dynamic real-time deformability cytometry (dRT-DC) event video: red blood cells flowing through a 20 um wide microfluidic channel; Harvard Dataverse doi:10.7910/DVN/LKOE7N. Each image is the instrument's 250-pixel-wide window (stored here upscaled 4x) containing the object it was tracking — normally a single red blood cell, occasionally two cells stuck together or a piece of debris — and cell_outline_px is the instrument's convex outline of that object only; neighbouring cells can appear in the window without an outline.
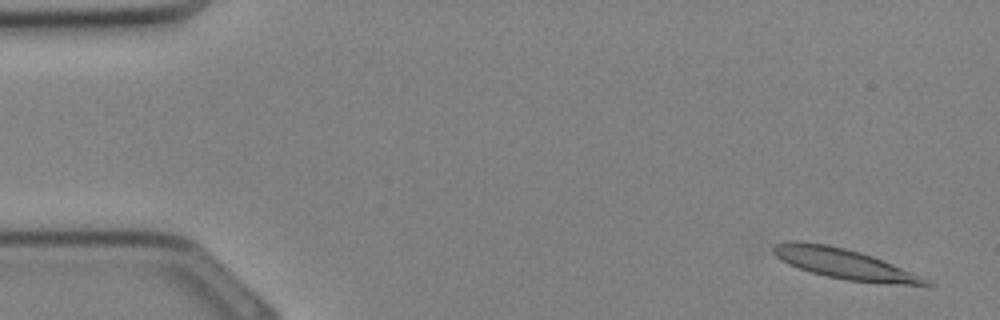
{"species": "Egyptian fruit bat (a non-hibernating species)", "species_latin": "Rousettus aegyptiacus", "temperature_condition": "cold", "stored_images_in_passage": 33, "camera_frame_rate_fps": 3000, "um_per_image_px": 0.085, "animal": {"sex": "female"}, "frame": {"image": 1, "passage_image": 2, "time_ms": 0.333, "image_size_px": [1000, 320], "cell_outline_px": [[936, 284], [928, 288], [848, 280], [828, 276], [812, 272], [788, 264], [776, 256], [772, 252], [772, 248], [776, 244], [788, 240], [796, 240], [828, 244], [860, 252], [872, 256], [892, 264], [920, 276]], "centroid_in_image_um": [71.84, 22.44], "position_along_channel_um": 13.2, "area_um2": 27.05}}
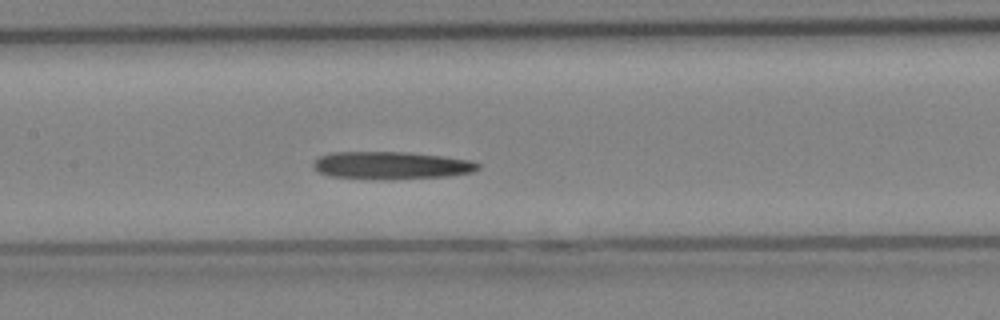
{"frame": {"image": 2, "passage_image": 16, "time_ms": 5.0, "image_size_px": [1000, 320], "cell_outline_px": [[480, 168], [472, 172], [448, 176], [388, 180], [380, 180], [328, 176], [312, 168], [312, 164], [320, 156], [332, 152], [404, 152], [440, 156], [468, 160], [480, 164]], "centroid_in_image_um": [33.21, 14.07], "position_along_channel_um": 174.2, "area_um2": 26.59}}
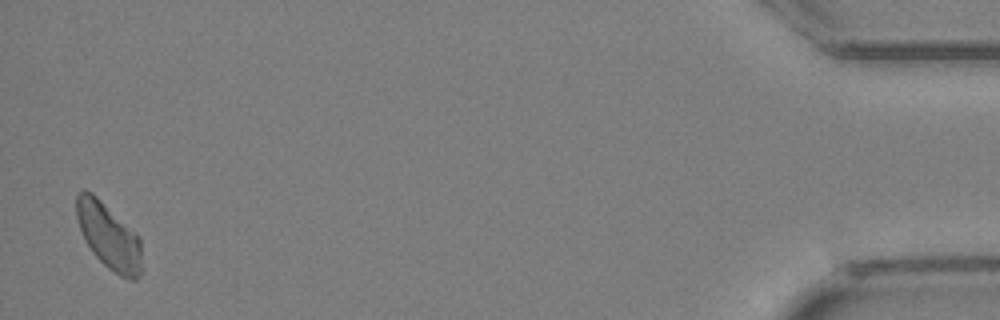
{"frame": {"image": 3, "passage_image": 33, "time_ms": 10.667, "image_size_px": [1000, 320], "cell_outline_px": [[144, 272], [136, 280], [132, 280], [120, 276], [108, 268], [92, 252], [84, 240], [76, 216], [76, 192], [84, 188], [92, 192], [140, 236], [144, 268]], "centroid_in_image_um": [9.28, 20.09], "position_along_channel_um": 425.9, "area_um2": 25.72}}